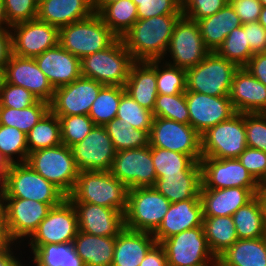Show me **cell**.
<instances>
[{
  "instance_id": "1",
  "label": "cell",
  "mask_w": 266,
  "mask_h": 266,
  "mask_svg": "<svg viewBox=\"0 0 266 266\" xmlns=\"http://www.w3.org/2000/svg\"><path fill=\"white\" fill-rule=\"evenodd\" d=\"M183 15H160L138 19L122 36L134 61L162 60L178 20Z\"/></svg>"
},
{
  "instance_id": "2",
  "label": "cell",
  "mask_w": 266,
  "mask_h": 266,
  "mask_svg": "<svg viewBox=\"0 0 266 266\" xmlns=\"http://www.w3.org/2000/svg\"><path fill=\"white\" fill-rule=\"evenodd\" d=\"M128 190L110 171H80L67 199L71 203L96 204L125 214Z\"/></svg>"
},
{
  "instance_id": "3",
  "label": "cell",
  "mask_w": 266,
  "mask_h": 266,
  "mask_svg": "<svg viewBox=\"0 0 266 266\" xmlns=\"http://www.w3.org/2000/svg\"><path fill=\"white\" fill-rule=\"evenodd\" d=\"M121 38L80 60L81 76L110 86L124 87L134 63Z\"/></svg>"
},
{
  "instance_id": "4",
  "label": "cell",
  "mask_w": 266,
  "mask_h": 266,
  "mask_svg": "<svg viewBox=\"0 0 266 266\" xmlns=\"http://www.w3.org/2000/svg\"><path fill=\"white\" fill-rule=\"evenodd\" d=\"M0 198L32 199L48 205H59L67 196L26 163L13 164L0 183Z\"/></svg>"
},
{
  "instance_id": "5",
  "label": "cell",
  "mask_w": 266,
  "mask_h": 266,
  "mask_svg": "<svg viewBox=\"0 0 266 266\" xmlns=\"http://www.w3.org/2000/svg\"><path fill=\"white\" fill-rule=\"evenodd\" d=\"M117 38L98 13L59 29V44L80 60L109 47Z\"/></svg>"
},
{
  "instance_id": "6",
  "label": "cell",
  "mask_w": 266,
  "mask_h": 266,
  "mask_svg": "<svg viewBox=\"0 0 266 266\" xmlns=\"http://www.w3.org/2000/svg\"><path fill=\"white\" fill-rule=\"evenodd\" d=\"M26 164L69 196L76 184L78 168L71 148L64 144L28 154Z\"/></svg>"
},
{
  "instance_id": "7",
  "label": "cell",
  "mask_w": 266,
  "mask_h": 266,
  "mask_svg": "<svg viewBox=\"0 0 266 266\" xmlns=\"http://www.w3.org/2000/svg\"><path fill=\"white\" fill-rule=\"evenodd\" d=\"M239 67L216 52H210L196 66L186 69V91L210 96H229Z\"/></svg>"
},
{
  "instance_id": "8",
  "label": "cell",
  "mask_w": 266,
  "mask_h": 266,
  "mask_svg": "<svg viewBox=\"0 0 266 266\" xmlns=\"http://www.w3.org/2000/svg\"><path fill=\"white\" fill-rule=\"evenodd\" d=\"M170 204L154 187L129 189L124 214L125 228L154 233L161 225Z\"/></svg>"
},
{
  "instance_id": "9",
  "label": "cell",
  "mask_w": 266,
  "mask_h": 266,
  "mask_svg": "<svg viewBox=\"0 0 266 266\" xmlns=\"http://www.w3.org/2000/svg\"><path fill=\"white\" fill-rule=\"evenodd\" d=\"M9 242L23 245L37 230L52 207L32 199L0 198Z\"/></svg>"
},
{
  "instance_id": "10",
  "label": "cell",
  "mask_w": 266,
  "mask_h": 266,
  "mask_svg": "<svg viewBox=\"0 0 266 266\" xmlns=\"http://www.w3.org/2000/svg\"><path fill=\"white\" fill-rule=\"evenodd\" d=\"M247 147L244 113H236L201 135L202 157L235 159Z\"/></svg>"
},
{
  "instance_id": "11",
  "label": "cell",
  "mask_w": 266,
  "mask_h": 266,
  "mask_svg": "<svg viewBox=\"0 0 266 266\" xmlns=\"http://www.w3.org/2000/svg\"><path fill=\"white\" fill-rule=\"evenodd\" d=\"M160 245L168 266H214L217 259L208 246L203 226L173 235Z\"/></svg>"
},
{
  "instance_id": "12",
  "label": "cell",
  "mask_w": 266,
  "mask_h": 266,
  "mask_svg": "<svg viewBox=\"0 0 266 266\" xmlns=\"http://www.w3.org/2000/svg\"><path fill=\"white\" fill-rule=\"evenodd\" d=\"M149 145L189 155L196 162L202 158L201 135L189 124L167 118H153Z\"/></svg>"
},
{
  "instance_id": "13",
  "label": "cell",
  "mask_w": 266,
  "mask_h": 266,
  "mask_svg": "<svg viewBox=\"0 0 266 266\" xmlns=\"http://www.w3.org/2000/svg\"><path fill=\"white\" fill-rule=\"evenodd\" d=\"M209 53L197 22L182 16L175 25L162 60L170 65L188 69L196 66Z\"/></svg>"
},
{
  "instance_id": "14",
  "label": "cell",
  "mask_w": 266,
  "mask_h": 266,
  "mask_svg": "<svg viewBox=\"0 0 266 266\" xmlns=\"http://www.w3.org/2000/svg\"><path fill=\"white\" fill-rule=\"evenodd\" d=\"M78 231L75 208L66 198L58 206L52 207L48 215L40 222L37 230L22 246L41 247L52 243H73Z\"/></svg>"
},
{
  "instance_id": "15",
  "label": "cell",
  "mask_w": 266,
  "mask_h": 266,
  "mask_svg": "<svg viewBox=\"0 0 266 266\" xmlns=\"http://www.w3.org/2000/svg\"><path fill=\"white\" fill-rule=\"evenodd\" d=\"M110 173L128 189L153 187L157 178L150 145L116 152Z\"/></svg>"
},
{
  "instance_id": "16",
  "label": "cell",
  "mask_w": 266,
  "mask_h": 266,
  "mask_svg": "<svg viewBox=\"0 0 266 266\" xmlns=\"http://www.w3.org/2000/svg\"><path fill=\"white\" fill-rule=\"evenodd\" d=\"M71 148L78 171H110L116 150L105 126L95 125L81 142Z\"/></svg>"
},
{
  "instance_id": "17",
  "label": "cell",
  "mask_w": 266,
  "mask_h": 266,
  "mask_svg": "<svg viewBox=\"0 0 266 266\" xmlns=\"http://www.w3.org/2000/svg\"><path fill=\"white\" fill-rule=\"evenodd\" d=\"M12 54L34 58L59 44V29L37 18L11 26Z\"/></svg>"
},
{
  "instance_id": "18",
  "label": "cell",
  "mask_w": 266,
  "mask_h": 266,
  "mask_svg": "<svg viewBox=\"0 0 266 266\" xmlns=\"http://www.w3.org/2000/svg\"><path fill=\"white\" fill-rule=\"evenodd\" d=\"M104 86L94 79L80 76L70 84L55 88L50 110L56 116L88 115Z\"/></svg>"
},
{
  "instance_id": "19",
  "label": "cell",
  "mask_w": 266,
  "mask_h": 266,
  "mask_svg": "<svg viewBox=\"0 0 266 266\" xmlns=\"http://www.w3.org/2000/svg\"><path fill=\"white\" fill-rule=\"evenodd\" d=\"M200 164L202 169L201 189H224L231 187L259 188V183L250 175L237 158L217 159L202 157Z\"/></svg>"
},
{
  "instance_id": "20",
  "label": "cell",
  "mask_w": 266,
  "mask_h": 266,
  "mask_svg": "<svg viewBox=\"0 0 266 266\" xmlns=\"http://www.w3.org/2000/svg\"><path fill=\"white\" fill-rule=\"evenodd\" d=\"M186 102L192 126L200 135L208 128L230 119L235 111L229 96H210L186 91Z\"/></svg>"
},
{
  "instance_id": "21",
  "label": "cell",
  "mask_w": 266,
  "mask_h": 266,
  "mask_svg": "<svg viewBox=\"0 0 266 266\" xmlns=\"http://www.w3.org/2000/svg\"><path fill=\"white\" fill-rule=\"evenodd\" d=\"M4 81L30 91L39 100L51 103L55 89L34 58L12 54L4 68Z\"/></svg>"
},
{
  "instance_id": "22",
  "label": "cell",
  "mask_w": 266,
  "mask_h": 266,
  "mask_svg": "<svg viewBox=\"0 0 266 266\" xmlns=\"http://www.w3.org/2000/svg\"><path fill=\"white\" fill-rule=\"evenodd\" d=\"M79 231L91 235L116 237L125 228L124 213L91 203H72Z\"/></svg>"
},
{
  "instance_id": "23",
  "label": "cell",
  "mask_w": 266,
  "mask_h": 266,
  "mask_svg": "<svg viewBox=\"0 0 266 266\" xmlns=\"http://www.w3.org/2000/svg\"><path fill=\"white\" fill-rule=\"evenodd\" d=\"M229 98L237 113H266V86L245 67L235 72Z\"/></svg>"
},
{
  "instance_id": "24",
  "label": "cell",
  "mask_w": 266,
  "mask_h": 266,
  "mask_svg": "<svg viewBox=\"0 0 266 266\" xmlns=\"http://www.w3.org/2000/svg\"><path fill=\"white\" fill-rule=\"evenodd\" d=\"M34 59L54 89L70 84L81 76L80 59L60 44Z\"/></svg>"
},
{
  "instance_id": "25",
  "label": "cell",
  "mask_w": 266,
  "mask_h": 266,
  "mask_svg": "<svg viewBox=\"0 0 266 266\" xmlns=\"http://www.w3.org/2000/svg\"><path fill=\"white\" fill-rule=\"evenodd\" d=\"M203 211L200 199H188L171 203L168 212L158 229L153 233L157 243L179 234L202 226Z\"/></svg>"
},
{
  "instance_id": "26",
  "label": "cell",
  "mask_w": 266,
  "mask_h": 266,
  "mask_svg": "<svg viewBox=\"0 0 266 266\" xmlns=\"http://www.w3.org/2000/svg\"><path fill=\"white\" fill-rule=\"evenodd\" d=\"M257 193L258 189L242 187L201 189L203 217L232 216L240 207L250 202Z\"/></svg>"
},
{
  "instance_id": "27",
  "label": "cell",
  "mask_w": 266,
  "mask_h": 266,
  "mask_svg": "<svg viewBox=\"0 0 266 266\" xmlns=\"http://www.w3.org/2000/svg\"><path fill=\"white\" fill-rule=\"evenodd\" d=\"M93 13V0H43L38 4L37 19L60 29Z\"/></svg>"
},
{
  "instance_id": "28",
  "label": "cell",
  "mask_w": 266,
  "mask_h": 266,
  "mask_svg": "<svg viewBox=\"0 0 266 266\" xmlns=\"http://www.w3.org/2000/svg\"><path fill=\"white\" fill-rule=\"evenodd\" d=\"M124 88L140 106L153 111L158 95L156 60L135 61Z\"/></svg>"
},
{
  "instance_id": "29",
  "label": "cell",
  "mask_w": 266,
  "mask_h": 266,
  "mask_svg": "<svg viewBox=\"0 0 266 266\" xmlns=\"http://www.w3.org/2000/svg\"><path fill=\"white\" fill-rule=\"evenodd\" d=\"M156 243L153 233L124 228L116 236L111 266H139Z\"/></svg>"
},
{
  "instance_id": "30",
  "label": "cell",
  "mask_w": 266,
  "mask_h": 266,
  "mask_svg": "<svg viewBox=\"0 0 266 266\" xmlns=\"http://www.w3.org/2000/svg\"><path fill=\"white\" fill-rule=\"evenodd\" d=\"M205 47L216 52L227 35L242 25L239 16L228 2L212 16L197 21Z\"/></svg>"
},
{
  "instance_id": "31",
  "label": "cell",
  "mask_w": 266,
  "mask_h": 266,
  "mask_svg": "<svg viewBox=\"0 0 266 266\" xmlns=\"http://www.w3.org/2000/svg\"><path fill=\"white\" fill-rule=\"evenodd\" d=\"M116 237L91 235L78 231L73 240L77 255L85 266H111Z\"/></svg>"
},
{
  "instance_id": "32",
  "label": "cell",
  "mask_w": 266,
  "mask_h": 266,
  "mask_svg": "<svg viewBox=\"0 0 266 266\" xmlns=\"http://www.w3.org/2000/svg\"><path fill=\"white\" fill-rule=\"evenodd\" d=\"M23 250L27 257V266H85L73 243L23 247Z\"/></svg>"
},
{
  "instance_id": "33",
  "label": "cell",
  "mask_w": 266,
  "mask_h": 266,
  "mask_svg": "<svg viewBox=\"0 0 266 266\" xmlns=\"http://www.w3.org/2000/svg\"><path fill=\"white\" fill-rule=\"evenodd\" d=\"M153 187L171 203L188 199H200L202 174L164 175Z\"/></svg>"
},
{
  "instance_id": "34",
  "label": "cell",
  "mask_w": 266,
  "mask_h": 266,
  "mask_svg": "<svg viewBox=\"0 0 266 266\" xmlns=\"http://www.w3.org/2000/svg\"><path fill=\"white\" fill-rule=\"evenodd\" d=\"M226 266H266L264 237L238 239L218 257Z\"/></svg>"
},
{
  "instance_id": "35",
  "label": "cell",
  "mask_w": 266,
  "mask_h": 266,
  "mask_svg": "<svg viewBox=\"0 0 266 266\" xmlns=\"http://www.w3.org/2000/svg\"><path fill=\"white\" fill-rule=\"evenodd\" d=\"M238 239H254L264 237L266 232V216L261 200L256 195L246 205L240 207L233 215Z\"/></svg>"
},
{
  "instance_id": "36",
  "label": "cell",
  "mask_w": 266,
  "mask_h": 266,
  "mask_svg": "<svg viewBox=\"0 0 266 266\" xmlns=\"http://www.w3.org/2000/svg\"><path fill=\"white\" fill-rule=\"evenodd\" d=\"M156 178L173 174H202L200 162L189 155L158 147H151Z\"/></svg>"
},
{
  "instance_id": "37",
  "label": "cell",
  "mask_w": 266,
  "mask_h": 266,
  "mask_svg": "<svg viewBox=\"0 0 266 266\" xmlns=\"http://www.w3.org/2000/svg\"><path fill=\"white\" fill-rule=\"evenodd\" d=\"M202 226L208 246L216 258L238 240L232 216L203 217Z\"/></svg>"
},
{
  "instance_id": "38",
  "label": "cell",
  "mask_w": 266,
  "mask_h": 266,
  "mask_svg": "<svg viewBox=\"0 0 266 266\" xmlns=\"http://www.w3.org/2000/svg\"><path fill=\"white\" fill-rule=\"evenodd\" d=\"M49 110L50 104L41 100L23 109L0 107V125L15 127L27 135Z\"/></svg>"
},
{
  "instance_id": "39",
  "label": "cell",
  "mask_w": 266,
  "mask_h": 266,
  "mask_svg": "<svg viewBox=\"0 0 266 266\" xmlns=\"http://www.w3.org/2000/svg\"><path fill=\"white\" fill-rule=\"evenodd\" d=\"M26 137L29 153L61 145L59 117L49 110Z\"/></svg>"
},
{
  "instance_id": "40",
  "label": "cell",
  "mask_w": 266,
  "mask_h": 266,
  "mask_svg": "<svg viewBox=\"0 0 266 266\" xmlns=\"http://www.w3.org/2000/svg\"><path fill=\"white\" fill-rule=\"evenodd\" d=\"M99 15L118 38H122L138 20L137 6L132 0H119L108 4Z\"/></svg>"
},
{
  "instance_id": "41",
  "label": "cell",
  "mask_w": 266,
  "mask_h": 266,
  "mask_svg": "<svg viewBox=\"0 0 266 266\" xmlns=\"http://www.w3.org/2000/svg\"><path fill=\"white\" fill-rule=\"evenodd\" d=\"M122 86L105 85L91 105L88 116L95 125L105 126L117 116L121 96L125 93Z\"/></svg>"
},
{
  "instance_id": "42",
  "label": "cell",
  "mask_w": 266,
  "mask_h": 266,
  "mask_svg": "<svg viewBox=\"0 0 266 266\" xmlns=\"http://www.w3.org/2000/svg\"><path fill=\"white\" fill-rule=\"evenodd\" d=\"M116 152L149 145V133L145 130L132 128L120 119L114 118L105 125Z\"/></svg>"
},
{
  "instance_id": "43",
  "label": "cell",
  "mask_w": 266,
  "mask_h": 266,
  "mask_svg": "<svg viewBox=\"0 0 266 266\" xmlns=\"http://www.w3.org/2000/svg\"><path fill=\"white\" fill-rule=\"evenodd\" d=\"M216 53L226 60L235 63L239 68L245 67L254 55L247 42V32L241 26L233 29L225 38Z\"/></svg>"
},
{
  "instance_id": "44",
  "label": "cell",
  "mask_w": 266,
  "mask_h": 266,
  "mask_svg": "<svg viewBox=\"0 0 266 266\" xmlns=\"http://www.w3.org/2000/svg\"><path fill=\"white\" fill-rule=\"evenodd\" d=\"M0 152L12 163H26L29 150L27 137L15 127L0 125Z\"/></svg>"
},
{
  "instance_id": "45",
  "label": "cell",
  "mask_w": 266,
  "mask_h": 266,
  "mask_svg": "<svg viewBox=\"0 0 266 266\" xmlns=\"http://www.w3.org/2000/svg\"><path fill=\"white\" fill-rule=\"evenodd\" d=\"M156 85L158 94L175 95L186 92V69L156 60Z\"/></svg>"
},
{
  "instance_id": "46",
  "label": "cell",
  "mask_w": 266,
  "mask_h": 266,
  "mask_svg": "<svg viewBox=\"0 0 266 266\" xmlns=\"http://www.w3.org/2000/svg\"><path fill=\"white\" fill-rule=\"evenodd\" d=\"M117 119L132 128L145 130L148 133L152 126L153 114L152 111L140 106L127 92L120 99L118 105Z\"/></svg>"
},
{
  "instance_id": "47",
  "label": "cell",
  "mask_w": 266,
  "mask_h": 266,
  "mask_svg": "<svg viewBox=\"0 0 266 266\" xmlns=\"http://www.w3.org/2000/svg\"><path fill=\"white\" fill-rule=\"evenodd\" d=\"M152 114L153 117L167 118L190 125L185 92L175 95L158 94Z\"/></svg>"
},
{
  "instance_id": "48",
  "label": "cell",
  "mask_w": 266,
  "mask_h": 266,
  "mask_svg": "<svg viewBox=\"0 0 266 266\" xmlns=\"http://www.w3.org/2000/svg\"><path fill=\"white\" fill-rule=\"evenodd\" d=\"M60 121L62 144L72 147L81 142L95 124L88 115L58 116Z\"/></svg>"
},
{
  "instance_id": "49",
  "label": "cell",
  "mask_w": 266,
  "mask_h": 266,
  "mask_svg": "<svg viewBox=\"0 0 266 266\" xmlns=\"http://www.w3.org/2000/svg\"><path fill=\"white\" fill-rule=\"evenodd\" d=\"M137 6L138 19L160 15H183L182 0H132Z\"/></svg>"
},
{
  "instance_id": "50",
  "label": "cell",
  "mask_w": 266,
  "mask_h": 266,
  "mask_svg": "<svg viewBox=\"0 0 266 266\" xmlns=\"http://www.w3.org/2000/svg\"><path fill=\"white\" fill-rule=\"evenodd\" d=\"M39 99L27 89L3 81L0 87V107L23 109L36 104Z\"/></svg>"
},
{
  "instance_id": "51",
  "label": "cell",
  "mask_w": 266,
  "mask_h": 266,
  "mask_svg": "<svg viewBox=\"0 0 266 266\" xmlns=\"http://www.w3.org/2000/svg\"><path fill=\"white\" fill-rule=\"evenodd\" d=\"M247 146L266 152V113H244Z\"/></svg>"
},
{
  "instance_id": "52",
  "label": "cell",
  "mask_w": 266,
  "mask_h": 266,
  "mask_svg": "<svg viewBox=\"0 0 266 266\" xmlns=\"http://www.w3.org/2000/svg\"><path fill=\"white\" fill-rule=\"evenodd\" d=\"M3 3L10 26L37 18L38 3L35 0H3Z\"/></svg>"
},
{
  "instance_id": "53",
  "label": "cell",
  "mask_w": 266,
  "mask_h": 266,
  "mask_svg": "<svg viewBox=\"0 0 266 266\" xmlns=\"http://www.w3.org/2000/svg\"><path fill=\"white\" fill-rule=\"evenodd\" d=\"M229 0H182L183 16L198 21L221 10Z\"/></svg>"
},
{
  "instance_id": "54",
  "label": "cell",
  "mask_w": 266,
  "mask_h": 266,
  "mask_svg": "<svg viewBox=\"0 0 266 266\" xmlns=\"http://www.w3.org/2000/svg\"><path fill=\"white\" fill-rule=\"evenodd\" d=\"M237 159L259 184L266 179V152L247 147Z\"/></svg>"
},
{
  "instance_id": "55",
  "label": "cell",
  "mask_w": 266,
  "mask_h": 266,
  "mask_svg": "<svg viewBox=\"0 0 266 266\" xmlns=\"http://www.w3.org/2000/svg\"><path fill=\"white\" fill-rule=\"evenodd\" d=\"M230 5L240 18L242 24L257 22L262 3L259 0H229Z\"/></svg>"
},
{
  "instance_id": "56",
  "label": "cell",
  "mask_w": 266,
  "mask_h": 266,
  "mask_svg": "<svg viewBox=\"0 0 266 266\" xmlns=\"http://www.w3.org/2000/svg\"><path fill=\"white\" fill-rule=\"evenodd\" d=\"M253 54L266 52V29L257 21L242 24Z\"/></svg>"
},
{
  "instance_id": "57",
  "label": "cell",
  "mask_w": 266,
  "mask_h": 266,
  "mask_svg": "<svg viewBox=\"0 0 266 266\" xmlns=\"http://www.w3.org/2000/svg\"><path fill=\"white\" fill-rule=\"evenodd\" d=\"M24 254L21 244L9 242L0 249V266H27V257Z\"/></svg>"
},
{
  "instance_id": "58",
  "label": "cell",
  "mask_w": 266,
  "mask_h": 266,
  "mask_svg": "<svg viewBox=\"0 0 266 266\" xmlns=\"http://www.w3.org/2000/svg\"><path fill=\"white\" fill-rule=\"evenodd\" d=\"M245 68L266 86V52L254 54Z\"/></svg>"
},
{
  "instance_id": "59",
  "label": "cell",
  "mask_w": 266,
  "mask_h": 266,
  "mask_svg": "<svg viewBox=\"0 0 266 266\" xmlns=\"http://www.w3.org/2000/svg\"><path fill=\"white\" fill-rule=\"evenodd\" d=\"M139 266H168L163 247L156 243L146 254Z\"/></svg>"
},
{
  "instance_id": "60",
  "label": "cell",
  "mask_w": 266,
  "mask_h": 266,
  "mask_svg": "<svg viewBox=\"0 0 266 266\" xmlns=\"http://www.w3.org/2000/svg\"><path fill=\"white\" fill-rule=\"evenodd\" d=\"M12 55L11 30L0 31V68L4 69Z\"/></svg>"
},
{
  "instance_id": "61",
  "label": "cell",
  "mask_w": 266,
  "mask_h": 266,
  "mask_svg": "<svg viewBox=\"0 0 266 266\" xmlns=\"http://www.w3.org/2000/svg\"><path fill=\"white\" fill-rule=\"evenodd\" d=\"M12 163L0 152V183L7 177Z\"/></svg>"
},
{
  "instance_id": "62",
  "label": "cell",
  "mask_w": 266,
  "mask_h": 266,
  "mask_svg": "<svg viewBox=\"0 0 266 266\" xmlns=\"http://www.w3.org/2000/svg\"><path fill=\"white\" fill-rule=\"evenodd\" d=\"M9 243V240L6 236L5 228H4V216L3 210L0 202V249L5 247Z\"/></svg>"
},
{
  "instance_id": "63",
  "label": "cell",
  "mask_w": 266,
  "mask_h": 266,
  "mask_svg": "<svg viewBox=\"0 0 266 266\" xmlns=\"http://www.w3.org/2000/svg\"><path fill=\"white\" fill-rule=\"evenodd\" d=\"M10 28L11 26L8 24V21L5 16L3 0H0V31L10 30Z\"/></svg>"
},
{
  "instance_id": "64",
  "label": "cell",
  "mask_w": 266,
  "mask_h": 266,
  "mask_svg": "<svg viewBox=\"0 0 266 266\" xmlns=\"http://www.w3.org/2000/svg\"><path fill=\"white\" fill-rule=\"evenodd\" d=\"M119 0H93L94 13H100L108 4Z\"/></svg>"
},
{
  "instance_id": "65",
  "label": "cell",
  "mask_w": 266,
  "mask_h": 266,
  "mask_svg": "<svg viewBox=\"0 0 266 266\" xmlns=\"http://www.w3.org/2000/svg\"><path fill=\"white\" fill-rule=\"evenodd\" d=\"M257 196L261 200L263 210H264L265 216H266V188H258Z\"/></svg>"
},
{
  "instance_id": "66",
  "label": "cell",
  "mask_w": 266,
  "mask_h": 266,
  "mask_svg": "<svg viewBox=\"0 0 266 266\" xmlns=\"http://www.w3.org/2000/svg\"><path fill=\"white\" fill-rule=\"evenodd\" d=\"M258 22L266 29V6H262Z\"/></svg>"
},
{
  "instance_id": "67",
  "label": "cell",
  "mask_w": 266,
  "mask_h": 266,
  "mask_svg": "<svg viewBox=\"0 0 266 266\" xmlns=\"http://www.w3.org/2000/svg\"><path fill=\"white\" fill-rule=\"evenodd\" d=\"M4 81V69L0 68V87L2 86Z\"/></svg>"
},
{
  "instance_id": "68",
  "label": "cell",
  "mask_w": 266,
  "mask_h": 266,
  "mask_svg": "<svg viewBox=\"0 0 266 266\" xmlns=\"http://www.w3.org/2000/svg\"><path fill=\"white\" fill-rule=\"evenodd\" d=\"M214 266H226L219 258L216 259Z\"/></svg>"
},
{
  "instance_id": "69",
  "label": "cell",
  "mask_w": 266,
  "mask_h": 266,
  "mask_svg": "<svg viewBox=\"0 0 266 266\" xmlns=\"http://www.w3.org/2000/svg\"><path fill=\"white\" fill-rule=\"evenodd\" d=\"M259 188H266V179L259 184Z\"/></svg>"
},
{
  "instance_id": "70",
  "label": "cell",
  "mask_w": 266,
  "mask_h": 266,
  "mask_svg": "<svg viewBox=\"0 0 266 266\" xmlns=\"http://www.w3.org/2000/svg\"><path fill=\"white\" fill-rule=\"evenodd\" d=\"M262 3V6H266V0H259Z\"/></svg>"
},
{
  "instance_id": "71",
  "label": "cell",
  "mask_w": 266,
  "mask_h": 266,
  "mask_svg": "<svg viewBox=\"0 0 266 266\" xmlns=\"http://www.w3.org/2000/svg\"><path fill=\"white\" fill-rule=\"evenodd\" d=\"M38 4L41 2V1H43V0H35Z\"/></svg>"
}]
</instances>
